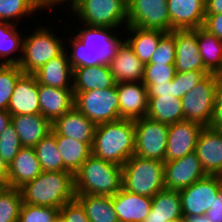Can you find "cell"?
I'll list each match as a JSON object with an SVG mask.
<instances>
[{
  "label": "cell",
  "instance_id": "4dcf8cb0",
  "mask_svg": "<svg viewBox=\"0 0 222 222\" xmlns=\"http://www.w3.org/2000/svg\"><path fill=\"white\" fill-rule=\"evenodd\" d=\"M199 54L210 74H222V40L203 26L196 28Z\"/></svg>",
  "mask_w": 222,
  "mask_h": 222
},
{
  "label": "cell",
  "instance_id": "603a6c76",
  "mask_svg": "<svg viewBox=\"0 0 222 222\" xmlns=\"http://www.w3.org/2000/svg\"><path fill=\"white\" fill-rule=\"evenodd\" d=\"M33 75L37 83L58 89H73V69L68 60L66 49L58 56L54 57Z\"/></svg>",
  "mask_w": 222,
  "mask_h": 222
},
{
  "label": "cell",
  "instance_id": "ffe728a7",
  "mask_svg": "<svg viewBox=\"0 0 222 222\" xmlns=\"http://www.w3.org/2000/svg\"><path fill=\"white\" fill-rule=\"evenodd\" d=\"M108 65L116 83L143 80L145 64L138 59L132 47L124 39Z\"/></svg>",
  "mask_w": 222,
  "mask_h": 222
},
{
  "label": "cell",
  "instance_id": "3957f363",
  "mask_svg": "<svg viewBox=\"0 0 222 222\" xmlns=\"http://www.w3.org/2000/svg\"><path fill=\"white\" fill-rule=\"evenodd\" d=\"M25 204L61 208L75 199L74 175L69 171H43L19 188Z\"/></svg>",
  "mask_w": 222,
  "mask_h": 222
},
{
  "label": "cell",
  "instance_id": "ab89813d",
  "mask_svg": "<svg viewBox=\"0 0 222 222\" xmlns=\"http://www.w3.org/2000/svg\"><path fill=\"white\" fill-rule=\"evenodd\" d=\"M60 209L22 203L18 222H55Z\"/></svg>",
  "mask_w": 222,
  "mask_h": 222
},
{
  "label": "cell",
  "instance_id": "f546056e",
  "mask_svg": "<svg viewBox=\"0 0 222 222\" xmlns=\"http://www.w3.org/2000/svg\"><path fill=\"white\" fill-rule=\"evenodd\" d=\"M55 140L57 148L62 155L64 171H69L73 175L92 155V148L87 143L58 135L56 132Z\"/></svg>",
  "mask_w": 222,
  "mask_h": 222
},
{
  "label": "cell",
  "instance_id": "cb8c5ba5",
  "mask_svg": "<svg viewBox=\"0 0 222 222\" xmlns=\"http://www.w3.org/2000/svg\"><path fill=\"white\" fill-rule=\"evenodd\" d=\"M40 114L53 123L74 107L73 89H58L38 84Z\"/></svg>",
  "mask_w": 222,
  "mask_h": 222
},
{
  "label": "cell",
  "instance_id": "4316f807",
  "mask_svg": "<svg viewBox=\"0 0 222 222\" xmlns=\"http://www.w3.org/2000/svg\"><path fill=\"white\" fill-rule=\"evenodd\" d=\"M73 92L114 87L116 82L108 64L73 69Z\"/></svg>",
  "mask_w": 222,
  "mask_h": 222
},
{
  "label": "cell",
  "instance_id": "f6af8a7d",
  "mask_svg": "<svg viewBox=\"0 0 222 222\" xmlns=\"http://www.w3.org/2000/svg\"><path fill=\"white\" fill-rule=\"evenodd\" d=\"M209 127L222 130V74L216 78L215 105Z\"/></svg>",
  "mask_w": 222,
  "mask_h": 222
},
{
  "label": "cell",
  "instance_id": "277c9868",
  "mask_svg": "<svg viewBox=\"0 0 222 222\" xmlns=\"http://www.w3.org/2000/svg\"><path fill=\"white\" fill-rule=\"evenodd\" d=\"M122 188V167L91 155L74 174L75 195L112 197Z\"/></svg>",
  "mask_w": 222,
  "mask_h": 222
},
{
  "label": "cell",
  "instance_id": "e0dca14e",
  "mask_svg": "<svg viewBox=\"0 0 222 222\" xmlns=\"http://www.w3.org/2000/svg\"><path fill=\"white\" fill-rule=\"evenodd\" d=\"M7 111L11 116L40 113L38 83L33 74H23L18 79Z\"/></svg>",
  "mask_w": 222,
  "mask_h": 222
},
{
  "label": "cell",
  "instance_id": "681fc988",
  "mask_svg": "<svg viewBox=\"0 0 222 222\" xmlns=\"http://www.w3.org/2000/svg\"><path fill=\"white\" fill-rule=\"evenodd\" d=\"M67 1L71 2V5H70L71 9L70 10H73L80 0H35V5H36V9L39 12V10H41V9L43 10L44 8L49 9V10H53V8L55 6L58 7V6H60L59 4L63 5L64 2L67 3Z\"/></svg>",
  "mask_w": 222,
  "mask_h": 222
},
{
  "label": "cell",
  "instance_id": "c3c4849f",
  "mask_svg": "<svg viewBox=\"0 0 222 222\" xmlns=\"http://www.w3.org/2000/svg\"><path fill=\"white\" fill-rule=\"evenodd\" d=\"M206 217L213 222H222V190L215 197L214 203L206 213Z\"/></svg>",
  "mask_w": 222,
  "mask_h": 222
},
{
  "label": "cell",
  "instance_id": "d6986e66",
  "mask_svg": "<svg viewBox=\"0 0 222 222\" xmlns=\"http://www.w3.org/2000/svg\"><path fill=\"white\" fill-rule=\"evenodd\" d=\"M172 30L195 29L204 25L205 0H167Z\"/></svg>",
  "mask_w": 222,
  "mask_h": 222
},
{
  "label": "cell",
  "instance_id": "e575fe53",
  "mask_svg": "<svg viewBox=\"0 0 222 222\" xmlns=\"http://www.w3.org/2000/svg\"><path fill=\"white\" fill-rule=\"evenodd\" d=\"M34 150L42 171H64L62 155L57 148L53 129L34 147Z\"/></svg>",
  "mask_w": 222,
  "mask_h": 222
},
{
  "label": "cell",
  "instance_id": "484cf974",
  "mask_svg": "<svg viewBox=\"0 0 222 222\" xmlns=\"http://www.w3.org/2000/svg\"><path fill=\"white\" fill-rule=\"evenodd\" d=\"M22 147H35L52 130V123L42 114L11 116Z\"/></svg>",
  "mask_w": 222,
  "mask_h": 222
},
{
  "label": "cell",
  "instance_id": "8fae6325",
  "mask_svg": "<svg viewBox=\"0 0 222 222\" xmlns=\"http://www.w3.org/2000/svg\"><path fill=\"white\" fill-rule=\"evenodd\" d=\"M222 190V176L206 175L204 178L179 191L182 215L185 218L206 215Z\"/></svg>",
  "mask_w": 222,
  "mask_h": 222
},
{
  "label": "cell",
  "instance_id": "db71d44e",
  "mask_svg": "<svg viewBox=\"0 0 222 222\" xmlns=\"http://www.w3.org/2000/svg\"><path fill=\"white\" fill-rule=\"evenodd\" d=\"M186 222H213L210 221L206 215H201V216H193L190 218H186Z\"/></svg>",
  "mask_w": 222,
  "mask_h": 222
},
{
  "label": "cell",
  "instance_id": "d6a6232c",
  "mask_svg": "<svg viewBox=\"0 0 222 222\" xmlns=\"http://www.w3.org/2000/svg\"><path fill=\"white\" fill-rule=\"evenodd\" d=\"M90 222H119L113 207V196L76 195Z\"/></svg>",
  "mask_w": 222,
  "mask_h": 222
},
{
  "label": "cell",
  "instance_id": "f907efd6",
  "mask_svg": "<svg viewBox=\"0 0 222 222\" xmlns=\"http://www.w3.org/2000/svg\"><path fill=\"white\" fill-rule=\"evenodd\" d=\"M222 13V0H205V15Z\"/></svg>",
  "mask_w": 222,
  "mask_h": 222
},
{
  "label": "cell",
  "instance_id": "d4e9b609",
  "mask_svg": "<svg viewBox=\"0 0 222 222\" xmlns=\"http://www.w3.org/2000/svg\"><path fill=\"white\" fill-rule=\"evenodd\" d=\"M42 172L34 147H22L8 165V187L19 189Z\"/></svg>",
  "mask_w": 222,
  "mask_h": 222
},
{
  "label": "cell",
  "instance_id": "52a82bcc",
  "mask_svg": "<svg viewBox=\"0 0 222 222\" xmlns=\"http://www.w3.org/2000/svg\"><path fill=\"white\" fill-rule=\"evenodd\" d=\"M74 107L95 125L121 119L116 85L104 90L74 92Z\"/></svg>",
  "mask_w": 222,
  "mask_h": 222
},
{
  "label": "cell",
  "instance_id": "74e56055",
  "mask_svg": "<svg viewBox=\"0 0 222 222\" xmlns=\"http://www.w3.org/2000/svg\"><path fill=\"white\" fill-rule=\"evenodd\" d=\"M23 74L18 65L0 64V110H8L15 85Z\"/></svg>",
  "mask_w": 222,
  "mask_h": 222
},
{
  "label": "cell",
  "instance_id": "1f68e13d",
  "mask_svg": "<svg viewBox=\"0 0 222 222\" xmlns=\"http://www.w3.org/2000/svg\"><path fill=\"white\" fill-rule=\"evenodd\" d=\"M129 31V38L125 39L132 47L138 59L146 64L149 63L156 51L160 38L166 33L161 30L142 29L136 26L125 27Z\"/></svg>",
  "mask_w": 222,
  "mask_h": 222
},
{
  "label": "cell",
  "instance_id": "7a4b0ae2",
  "mask_svg": "<svg viewBox=\"0 0 222 222\" xmlns=\"http://www.w3.org/2000/svg\"><path fill=\"white\" fill-rule=\"evenodd\" d=\"M135 128L133 119H119L96 125L92 155L123 166L134 155Z\"/></svg>",
  "mask_w": 222,
  "mask_h": 222
},
{
  "label": "cell",
  "instance_id": "9f6ffc18",
  "mask_svg": "<svg viewBox=\"0 0 222 222\" xmlns=\"http://www.w3.org/2000/svg\"><path fill=\"white\" fill-rule=\"evenodd\" d=\"M55 222H64V220L59 216Z\"/></svg>",
  "mask_w": 222,
  "mask_h": 222
},
{
  "label": "cell",
  "instance_id": "44dd1931",
  "mask_svg": "<svg viewBox=\"0 0 222 222\" xmlns=\"http://www.w3.org/2000/svg\"><path fill=\"white\" fill-rule=\"evenodd\" d=\"M52 129L61 136L93 145L96 125L75 107L52 123Z\"/></svg>",
  "mask_w": 222,
  "mask_h": 222
},
{
  "label": "cell",
  "instance_id": "83f0119b",
  "mask_svg": "<svg viewBox=\"0 0 222 222\" xmlns=\"http://www.w3.org/2000/svg\"><path fill=\"white\" fill-rule=\"evenodd\" d=\"M183 217L179 191L163 189L152 197L151 211L143 222H168Z\"/></svg>",
  "mask_w": 222,
  "mask_h": 222
},
{
  "label": "cell",
  "instance_id": "5bb4252c",
  "mask_svg": "<svg viewBox=\"0 0 222 222\" xmlns=\"http://www.w3.org/2000/svg\"><path fill=\"white\" fill-rule=\"evenodd\" d=\"M195 152L206 175L222 176V130L205 126L199 133Z\"/></svg>",
  "mask_w": 222,
  "mask_h": 222
},
{
  "label": "cell",
  "instance_id": "d590c367",
  "mask_svg": "<svg viewBox=\"0 0 222 222\" xmlns=\"http://www.w3.org/2000/svg\"><path fill=\"white\" fill-rule=\"evenodd\" d=\"M20 189L1 187L0 189V222H18L22 206Z\"/></svg>",
  "mask_w": 222,
  "mask_h": 222
},
{
  "label": "cell",
  "instance_id": "f5cc1de1",
  "mask_svg": "<svg viewBox=\"0 0 222 222\" xmlns=\"http://www.w3.org/2000/svg\"><path fill=\"white\" fill-rule=\"evenodd\" d=\"M11 123V114L6 110H0V134Z\"/></svg>",
  "mask_w": 222,
  "mask_h": 222
},
{
  "label": "cell",
  "instance_id": "bcb514c9",
  "mask_svg": "<svg viewBox=\"0 0 222 222\" xmlns=\"http://www.w3.org/2000/svg\"><path fill=\"white\" fill-rule=\"evenodd\" d=\"M203 27L222 40V13L205 15Z\"/></svg>",
  "mask_w": 222,
  "mask_h": 222
},
{
  "label": "cell",
  "instance_id": "816d5d0a",
  "mask_svg": "<svg viewBox=\"0 0 222 222\" xmlns=\"http://www.w3.org/2000/svg\"><path fill=\"white\" fill-rule=\"evenodd\" d=\"M0 186H8V165L0 156Z\"/></svg>",
  "mask_w": 222,
  "mask_h": 222
},
{
  "label": "cell",
  "instance_id": "836d02e7",
  "mask_svg": "<svg viewBox=\"0 0 222 222\" xmlns=\"http://www.w3.org/2000/svg\"><path fill=\"white\" fill-rule=\"evenodd\" d=\"M17 24L9 22H0V64L18 65L22 57L23 37L17 31ZM16 51L21 52V56L10 57ZM6 57H8L6 59ZM5 58V59H4Z\"/></svg>",
  "mask_w": 222,
  "mask_h": 222
},
{
  "label": "cell",
  "instance_id": "f35d334b",
  "mask_svg": "<svg viewBox=\"0 0 222 222\" xmlns=\"http://www.w3.org/2000/svg\"><path fill=\"white\" fill-rule=\"evenodd\" d=\"M175 59V30H172L171 32H166L160 38L156 51L153 53L149 63L146 64L175 65Z\"/></svg>",
  "mask_w": 222,
  "mask_h": 222
},
{
  "label": "cell",
  "instance_id": "ee69618b",
  "mask_svg": "<svg viewBox=\"0 0 222 222\" xmlns=\"http://www.w3.org/2000/svg\"><path fill=\"white\" fill-rule=\"evenodd\" d=\"M59 216L64 222H90L83 206L76 199L65 203L60 208Z\"/></svg>",
  "mask_w": 222,
  "mask_h": 222
},
{
  "label": "cell",
  "instance_id": "b9f144b4",
  "mask_svg": "<svg viewBox=\"0 0 222 222\" xmlns=\"http://www.w3.org/2000/svg\"><path fill=\"white\" fill-rule=\"evenodd\" d=\"M208 74H210L208 71L176 72L173 78L175 98L181 99Z\"/></svg>",
  "mask_w": 222,
  "mask_h": 222
},
{
  "label": "cell",
  "instance_id": "6da1fadb",
  "mask_svg": "<svg viewBox=\"0 0 222 222\" xmlns=\"http://www.w3.org/2000/svg\"><path fill=\"white\" fill-rule=\"evenodd\" d=\"M82 26L78 33H73L74 38H69L72 51H67V55L72 69L109 64L122 38L111 27Z\"/></svg>",
  "mask_w": 222,
  "mask_h": 222
},
{
  "label": "cell",
  "instance_id": "7dc6e473",
  "mask_svg": "<svg viewBox=\"0 0 222 222\" xmlns=\"http://www.w3.org/2000/svg\"><path fill=\"white\" fill-rule=\"evenodd\" d=\"M147 87L148 97H159V94H172L175 97L173 90V80L162 84H144Z\"/></svg>",
  "mask_w": 222,
  "mask_h": 222
},
{
  "label": "cell",
  "instance_id": "4fadbf2b",
  "mask_svg": "<svg viewBox=\"0 0 222 222\" xmlns=\"http://www.w3.org/2000/svg\"><path fill=\"white\" fill-rule=\"evenodd\" d=\"M164 173L165 189L174 191H181L206 176L195 151L164 162Z\"/></svg>",
  "mask_w": 222,
  "mask_h": 222
},
{
  "label": "cell",
  "instance_id": "60d3db41",
  "mask_svg": "<svg viewBox=\"0 0 222 222\" xmlns=\"http://www.w3.org/2000/svg\"><path fill=\"white\" fill-rule=\"evenodd\" d=\"M21 148L19 136L10 123L0 134V156L9 165Z\"/></svg>",
  "mask_w": 222,
  "mask_h": 222
},
{
  "label": "cell",
  "instance_id": "8992f818",
  "mask_svg": "<svg viewBox=\"0 0 222 222\" xmlns=\"http://www.w3.org/2000/svg\"><path fill=\"white\" fill-rule=\"evenodd\" d=\"M30 35L23 37L22 57L18 64L24 74H33L48 61L60 55L65 43L47 27H36ZM47 28V29H46Z\"/></svg>",
  "mask_w": 222,
  "mask_h": 222
},
{
  "label": "cell",
  "instance_id": "2e32d148",
  "mask_svg": "<svg viewBox=\"0 0 222 222\" xmlns=\"http://www.w3.org/2000/svg\"><path fill=\"white\" fill-rule=\"evenodd\" d=\"M119 98V114L123 119L146 117L148 111L147 87L140 82L116 83Z\"/></svg>",
  "mask_w": 222,
  "mask_h": 222
},
{
  "label": "cell",
  "instance_id": "30bf717a",
  "mask_svg": "<svg viewBox=\"0 0 222 222\" xmlns=\"http://www.w3.org/2000/svg\"><path fill=\"white\" fill-rule=\"evenodd\" d=\"M217 74H208L181 98L184 120L209 126L215 105Z\"/></svg>",
  "mask_w": 222,
  "mask_h": 222
},
{
  "label": "cell",
  "instance_id": "7bdbcfd3",
  "mask_svg": "<svg viewBox=\"0 0 222 222\" xmlns=\"http://www.w3.org/2000/svg\"><path fill=\"white\" fill-rule=\"evenodd\" d=\"M176 75L175 65L145 64L143 84H162L172 81Z\"/></svg>",
  "mask_w": 222,
  "mask_h": 222
},
{
  "label": "cell",
  "instance_id": "f1b7e54d",
  "mask_svg": "<svg viewBox=\"0 0 222 222\" xmlns=\"http://www.w3.org/2000/svg\"><path fill=\"white\" fill-rule=\"evenodd\" d=\"M148 111L146 117L165 124L184 121L181 99L172 94H159V97H148Z\"/></svg>",
  "mask_w": 222,
  "mask_h": 222
},
{
  "label": "cell",
  "instance_id": "7c38bea8",
  "mask_svg": "<svg viewBox=\"0 0 222 222\" xmlns=\"http://www.w3.org/2000/svg\"><path fill=\"white\" fill-rule=\"evenodd\" d=\"M127 26L171 32L167 0H127Z\"/></svg>",
  "mask_w": 222,
  "mask_h": 222
},
{
  "label": "cell",
  "instance_id": "ac0fdd59",
  "mask_svg": "<svg viewBox=\"0 0 222 222\" xmlns=\"http://www.w3.org/2000/svg\"><path fill=\"white\" fill-rule=\"evenodd\" d=\"M176 72L207 71L199 54L196 28L175 30Z\"/></svg>",
  "mask_w": 222,
  "mask_h": 222
},
{
  "label": "cell",
  "instance_id": "11a10c76",
  "mask_svg": "<svg viewBox=\"0 0 222 222\" xmlns=\"http://www.w3.org/2000/svg\"><path fill=\"white\" fill-rule=\"evenodd\" d=\"M168 222H186V218L183 216V217H178V218H175L173 220H169Z\"/></svg>",
  "mask_w": 222,
  "mask_h": 222
},
{
  "label": "cell",
  "instance_id": "8d00e7d4",
  "mask_svg": "<svg viewBox=\"0 0 222 222\" xmlns=\"http://www.w3.org/2000/svg\"><path fill=\"white\" fill-rule=\"evenodd\" d=\"M36 11L35 0H0V22L15 24ZM13 19L17 20L14 22Z\"/></svg>",
  "mask_w": 222,
  "mask_h": 222
},
{
  "label": "cell",
  "instance_id": "5b68a950",
  "mask_svg": "<svg viewBox=\"0 0 222 222\" xmlns=\"http://www.w3.org/2000/svg\"><path fill=\"white\" fill-rule=\"evenodd\" d=\"M164 175V162L133 155L122 166V188L152 198L165 189Z\"/></svg>",
  "mask_w": 222,
  "mask_h": 222
},
{
  "label": "cell",
  "instance_id": "7402d4cb",
  "mask_svg": "<svg viewBox=\"0 0 222 222\" xmlns=\"http://www.w3.org/2000/svg\"><path fill=\"white\" fill-rule=\"evenodd\" d=\"M152 198L121 188L113 195V207L119 222H143L151 211Z\"/></svg>",
  "mask_w": 222,
  "mask_h": 222
},
{
  "label": "cell",
  "instance_id": "9a60e30c",
  "mask_svg": "<svg viewBox=\"0 0 222 222\" xmlns=\"http://www.w3.org/2000/svg\"><path fill=\"white\" fill-rule=\"evenodd\" d=\"M202 128L201 124L186 120L170 124L165 162L182 158L186 154L194 152Z\"/></svg>",
  "mask_w": 222,
  "mask_h": 222
},
{
  "label": "cell",
  "instance_id": "9c48e42d",
  "mask_svg": "<svg viewBox=\"0 0 222 222\" xmlns=\"http://www.w3.org/2000/svg\"><path fill=\"white\" fill-rule=\"evenodd\" d=\"M134 128V155L165 162L169 125L142 117L134 120Z\"/></svg>",
  "mask_w": 222,
  "mask_h": 222
},
{
  "label": "cell",
  "instance_id": "ba28073f",
  "mask_svg": "<svg viewBox=\"0 0 222 222\" xmlns=\"http://www.w3.org/2000/svg\"><path fill=\"white\" fill-rule=\"evenodd\" d=\"M72 12L87 26L115 29L128 24L127 0H80Z\"/></svg>",
  "mask_w": 222,
  "mask_h": 222
}]
</instances>
